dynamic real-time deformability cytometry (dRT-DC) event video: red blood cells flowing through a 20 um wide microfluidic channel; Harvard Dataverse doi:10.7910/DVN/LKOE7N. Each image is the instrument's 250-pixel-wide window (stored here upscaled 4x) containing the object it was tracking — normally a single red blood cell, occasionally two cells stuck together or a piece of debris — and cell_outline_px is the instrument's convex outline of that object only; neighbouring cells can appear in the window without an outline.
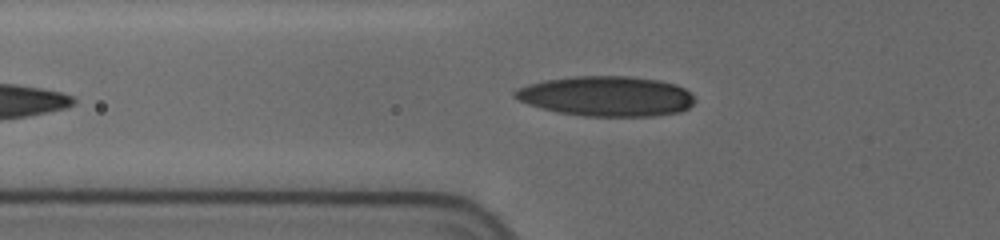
{"species": "human", "species_latin": "Homo sapiens", "temperature_condition": "cold", "stored_images_in_passage": 29, "camera_frame_rate_fps": 3000, "um_per_image_px": 0.085, "donor": {"sex": "female"}, "frame": {"image": 1, "passage_image": 2, "time_ms": 0.333, "image_size_px": [1000, 240], "cell_outline_px": [[696, 100], [688, 108], [680, 112], [652, 116], [584, 116], [556, 112], [528, 104], [512, 96], [512, 92], [528, 84], [544, 80], [576, 76], [628, 76], [660, 80], [676, 84], [684, 88]], "centroid_in_image_um": [51.55, 8.17], "position_along_channel_um": 74.3, "area_um2": 42.02}}
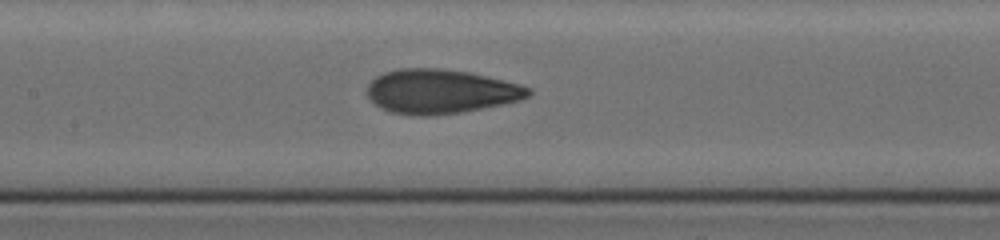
{"frame": {"image": 2, "passage_image": 13, "time_ms": 3.0, "image_size_px": [1000, 240], "cell_outline_px": [[532, 92], [528, 96], [520, 100], [504, 104], [460, 112], [428, 116], [420, 116], [392, 112], [380, 108], [368, 96], [368, 84], [376, 76], [384, 72], [400, 68], [440, 68], [468, 72], [504, 80], [520, 84], [532, 88]], "centroid_in_image_um": [37.46, 7.77], "position_along_channel_um": 169.9, "area_um2": 41.5}}
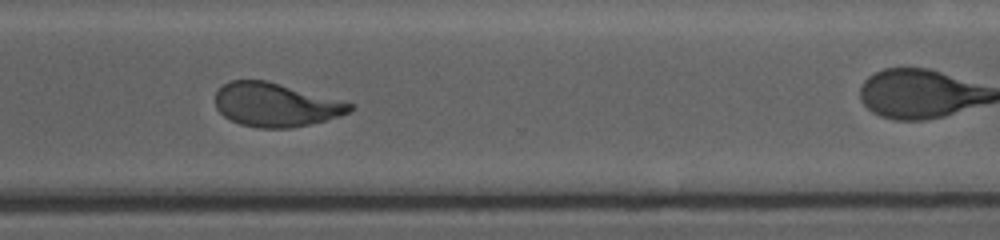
{"frame": {"image": 3, "passage_image": 28, "time_ms": 6.333, "image_size_px": [1000, 240], "cell_outline_px": [[352, 108], [348, 112], [340, 116], [308, 124], [288, 128], [256, 128], [240, 124], [224, 116], [216, 108], [216, 92], [224, 84], [232, 80], [264, 80], [352, 104]], "centroid_in_image_um": [23.36, 8.92], "position_along_channel_um": 347.2, "area_um2": 33.41}}